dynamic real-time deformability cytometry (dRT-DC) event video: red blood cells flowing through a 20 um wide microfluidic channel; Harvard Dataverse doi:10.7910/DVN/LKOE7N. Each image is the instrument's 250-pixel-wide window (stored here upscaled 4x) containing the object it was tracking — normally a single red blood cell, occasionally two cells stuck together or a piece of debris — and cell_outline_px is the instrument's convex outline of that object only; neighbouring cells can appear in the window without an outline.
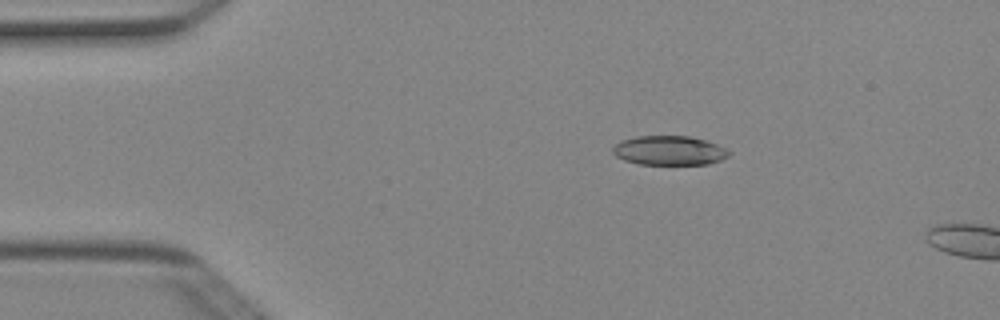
{"species": "Egyptian fruit bat (a non-hibernating species)", "species_latin": "Rousettus aegyptiacus", "temperature_condition": "cold", "stored_images_in_passage": 5, "camera_frame_rate_fps": 3000, "um_per_image_px": 0.085, "animal": {"sex": "female"}, "frame": {"image": 1, "passage_image": 3, "time_ms": 0.667, "image_size_px": [1000, 320], "cell_outline_px": [[732, 152], [728, 156], [720, 160], [708, 164], [640, 164], [624, 160], [616, 156], [612, 152], [612, 148], [620, 140], [636, 136], [688, 136], [704, 140], [716, 144]], "centroid_in_image_um": [56.86, 12.79], "position_along_channel_um": 28.1, "area_um2": 19.77}}